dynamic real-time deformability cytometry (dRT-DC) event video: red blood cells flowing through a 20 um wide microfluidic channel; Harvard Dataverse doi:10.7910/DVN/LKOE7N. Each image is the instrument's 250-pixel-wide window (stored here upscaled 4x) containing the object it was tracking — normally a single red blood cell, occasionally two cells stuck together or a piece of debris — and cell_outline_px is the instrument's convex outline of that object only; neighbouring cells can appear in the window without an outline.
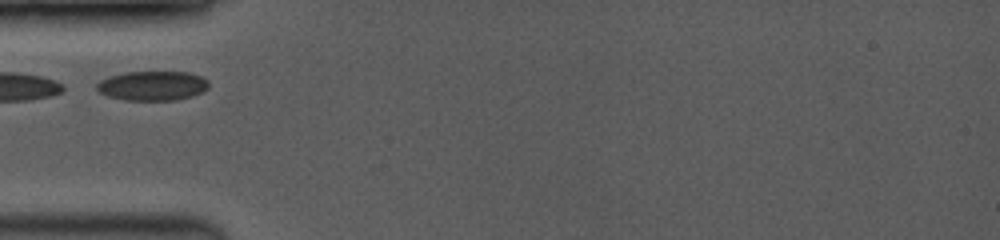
{"species": "common noctule bat (a hibernating species)", "species_latin": "Nyctalus noctula", "temperature_condition": "room temperature", "stored_images_in_passage": 23, "camera_frame_rate_fps": 3500, "um_per_image_px": 0.085, "animal": {"sex": "female", "body_mass_g": 19.0, "forearm_length_mm": 53.3}, "frame": {"image": 1, "passage_image": 1, "time_ms": 0.0, "image_size_px": [1000, 240], "cell_outline_px": [[208, 88], [204, 92], [192, 96], [176, 100], [124, 100], [108, 96], [100, 92], [96, 88], [96, 84], [100, 80], [108, 76], [124, 72], [188, 72], [200, 76], [208, 80]], "centroid_in_image_um": [12.96, 7.29], "position_along_channel_um": 72.0, "area_um2": 19.36}}
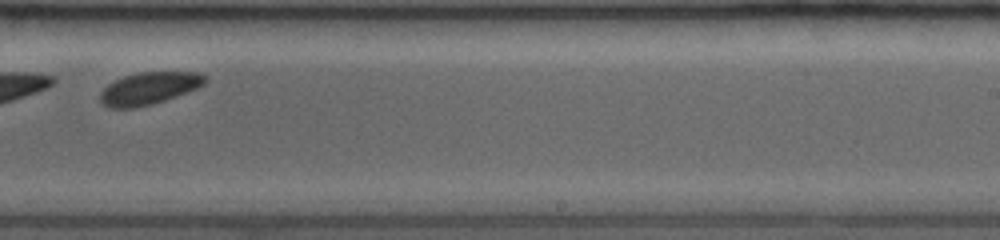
{"frame": {"image": 2, "passage_image": 17, "time_ms": 5.143, "image_size_px": [1000, 240], "cell_outline_px": [[208, 80], [204, 84], [196, 88], [164, 100], [152, 104], [136, 108], [108, 108], [100, 104], [100, 92], [108, 84], [124, 76], [136, 72], [200, 72], [208, 76]], "centroid_in_image_um": [12.65, 7.51], "position_along_channel_um": 276.3, "area_um2": 19.83}}